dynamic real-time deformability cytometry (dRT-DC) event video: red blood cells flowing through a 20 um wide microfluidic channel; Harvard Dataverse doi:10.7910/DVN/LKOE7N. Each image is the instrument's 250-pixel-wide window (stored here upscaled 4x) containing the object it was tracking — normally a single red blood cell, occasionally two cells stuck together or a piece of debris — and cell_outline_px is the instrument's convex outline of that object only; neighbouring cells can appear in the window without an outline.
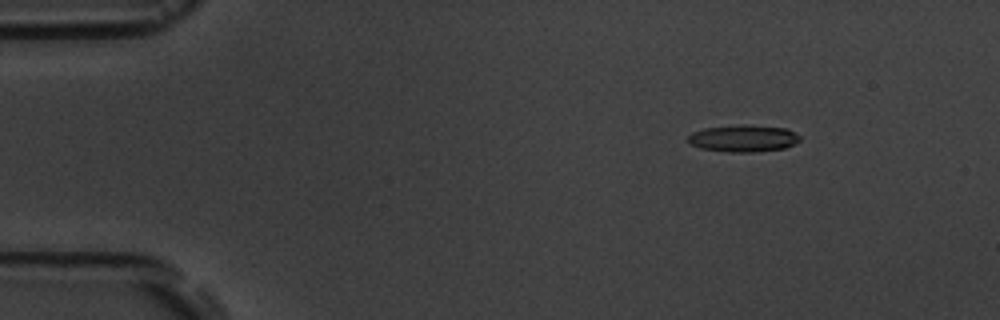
{"species": "common noctule bat (a hibernating species)", "species_latin": "Nyctalus noctula", "temperature_condition": "room temperature", "stored_images_in_passage": 6, "camera_frame_rate_fps": 3000, "um_per_image_px": 0.085, "animal": {"sex": "male", "body_mass_g": 19.5, "forearm_length_mm": 54.6}, "frame": {"image": 1, "passage_image": 3, "time_ms": 2.0, "image_size_px": [1000, 320], "cell_outline_px": [[800, 140], [784, 148], [756, 152], [728, 152], [700, 148], [688, 144], [684, 140], [692, 132], [704, 128], [740, 124], [744, 124], [788, 128], [800, 136]], "centroid_in_image_um": [63.13, 11.75], "position_along_channel_um": 21.9, "area_um2": 17.86}}
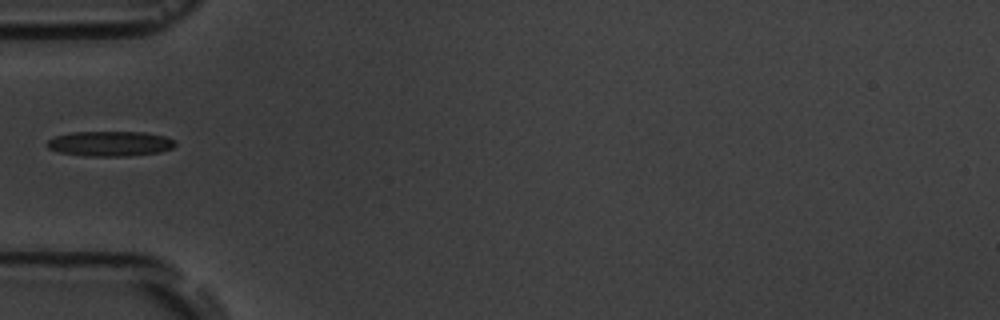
{"frame": {"image": 2, "passage_image": 6, "time_ms": 5.667, "image_size_px": [1000, 320], "cell_outline_px": [[176, 144], [172, 148], [160, 152], [128, 156], [84, 156], [60, 152], [48, 148], [44, 144], [48, 140], [56, 136], [68, 132], [144, 132], [164, 136], [176, 140]], "centroid_in_image_um": [9.34, 12.21], "position_along_channel_um": 75.7, "area_um2": 18.84}}